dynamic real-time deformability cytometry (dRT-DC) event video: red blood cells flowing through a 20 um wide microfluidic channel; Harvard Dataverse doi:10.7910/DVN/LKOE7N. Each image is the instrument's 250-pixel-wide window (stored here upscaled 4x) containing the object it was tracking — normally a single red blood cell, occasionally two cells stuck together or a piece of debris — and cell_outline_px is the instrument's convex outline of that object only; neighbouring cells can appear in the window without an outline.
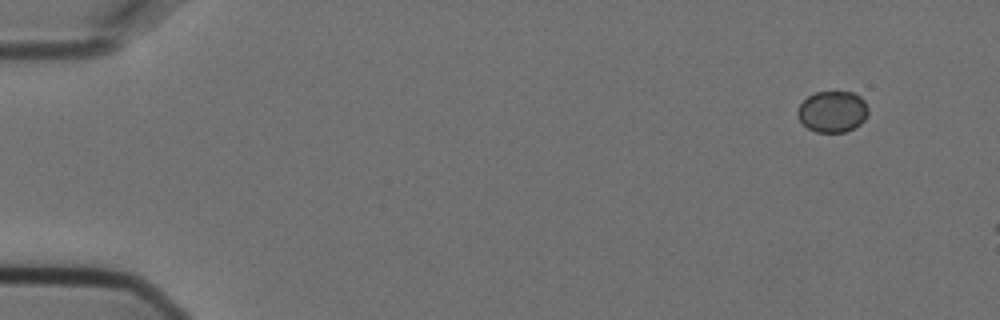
{"species": "Egyptian fruit bat (a non-hibernating species)", "species_latin": "Rousettus aegyptiacus", "temperature_condition": "cold", "stored_images_in_passage": 4, "camera_frame_rate_fps": 3000, "um_per_image_px": 0.085, "animal": {"sex": "female"}, "frame": {"image": 1, "passage_image": 1, "time_ms": 0.0, "image_size_px": [1000, 320], "cell_outline_px": [[868, 112], [864, 120], [860, 124], [844, 132], [816, 132], [808, 128], [796, 116], [796, 112], [800, 104], [808, 96], [816, 92], [852, 92], [860, 96], [864, 100], [868, 108]], "centroid_in_image_um": [70.75, 9.48], "position_along_channel_um": 14.2, "area_um2": 16.94}}